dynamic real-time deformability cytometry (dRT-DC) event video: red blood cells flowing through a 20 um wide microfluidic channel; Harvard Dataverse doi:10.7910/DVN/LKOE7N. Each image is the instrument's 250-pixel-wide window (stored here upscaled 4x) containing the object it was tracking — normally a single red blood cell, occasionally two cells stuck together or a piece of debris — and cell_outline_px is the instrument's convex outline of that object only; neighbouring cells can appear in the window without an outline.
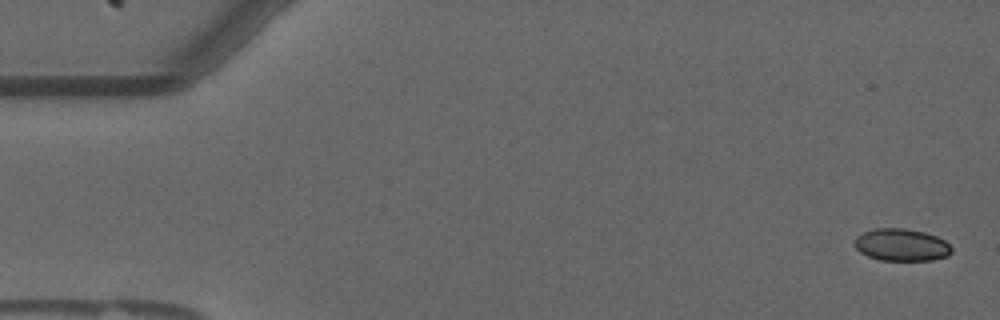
{"species": "common noctule bat (a hibernating species)", "species_latin": "Nyctalus noctula", "temperature_condition": "warm", "stored_images_in_passage": 25, "camera_frame_rate_fps": 3000, "um_per_image_px": 0.085, "animal": {"sex": "male", "forearm_length_mm": 52.5}, "frame": {"image": 1, "passage_image": 2, "time_ms": 0.333, "image_size_px": [1000, 320], "cell_outline_px": [[952, 252], [948, 256], [932, 260], [880, 260], [868, 256], [860, 252], [856, 248], [856, 236], [864, 232], [876, 228], [904, 228], [924, 232], [936, 236], [944, 240], [952, 248]], "centroid_in_image_um": [76.64, 20.81], "position_along_channel_um": 8.4, "area_um2": 18.15}}
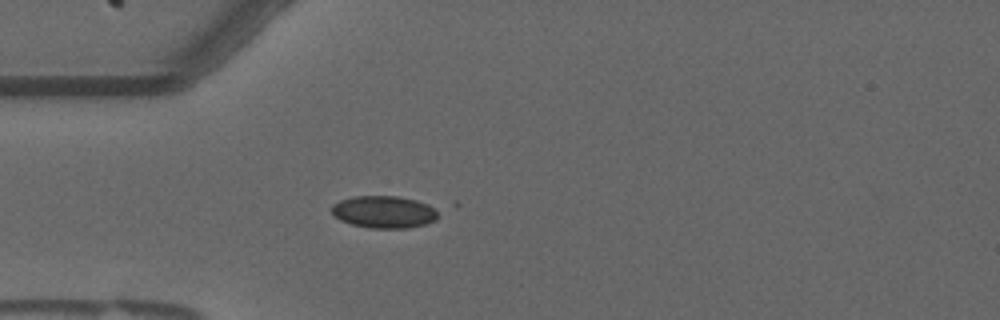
{"frame": {"image": 2, "passage_image": 16, "time_ms": 5.0, "image_size_px": [1000, 320], "cell_outline_px": [[436, 220], [424, 224], [408, 228], [372, 228], [352, 224], [340, 220], [332, 212], [332, 204], [340, 200], [352, 196], [396, 196], [416, 200], [428, 204], [436, 208]], "centroid_in_image_um": [32.63, 18.0], "position_along_channel_um": 52.4, "area_um2": 19.88}}
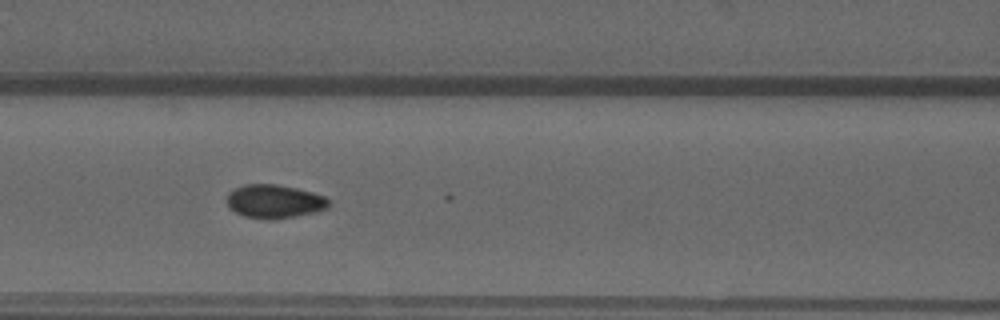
{"frame": {"image": 3, "passage_image": 24, "time_ms": 7.667, "image_size_px": [1000, 320], "cell_outline_px": [[328, 208], [312, 212], [272, 220], [244, 216], [228, 208], [228, 192], [244, 184], [276, 184], [296, 188], [312, 192], [324, 196], [328, 200]], "centroid_in_image_um": [23.29, 17.11], "position_along_channel_um": 143.3, "area_um2": 19.65}}